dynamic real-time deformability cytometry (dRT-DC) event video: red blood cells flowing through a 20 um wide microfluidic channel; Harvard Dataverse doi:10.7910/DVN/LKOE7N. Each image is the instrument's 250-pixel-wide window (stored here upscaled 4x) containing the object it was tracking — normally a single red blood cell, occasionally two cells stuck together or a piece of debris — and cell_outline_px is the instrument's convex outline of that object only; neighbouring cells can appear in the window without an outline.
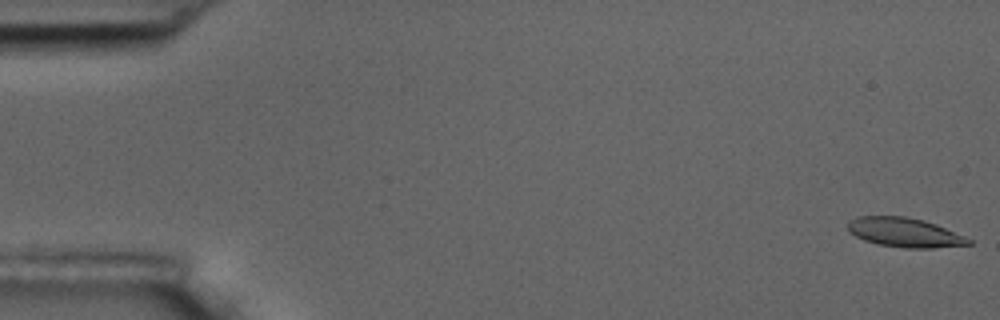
{"species": "common noctule bat (a hibernating species)", "species_latin": "Nyctalus noctula", "temperature_condition": "room temperature", "stored_images_in_passage": 56, "camera_frame_rate_fps": 3000, "um_per_image_px": 0.085, "animal": {"sex": "male", "body_mass_g": 17.5, "forearm_length_mm": 52.3}, "frame": {"image": 1, "passage_image": 1, "time_ms": 0.0, "image_size_px": [1000, 320], "cell_outline_px": [[972, 244], [932, 248], [904, 248], [876, 244], [864, 240], [848, 232], [848, 220], [856, 216], [904, 216], [924, 220], [936, 224], [964, 236], [972, 240]], "centroid_in_image_um": [76.86, 19.76], "position_along_channel_um": 8.1, "area_um2": 20.75}}
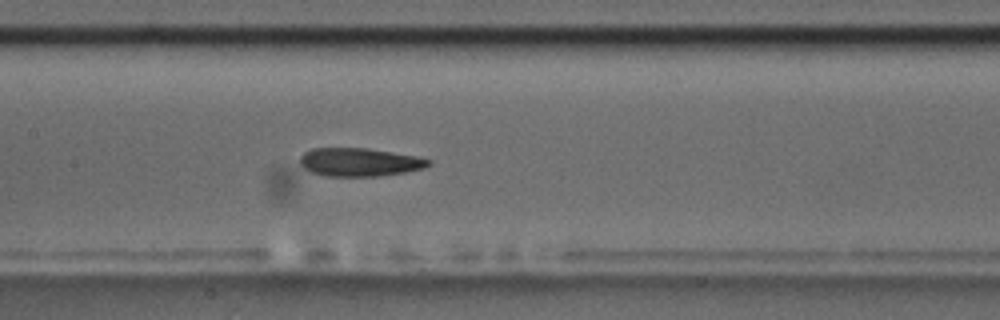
{"frame": {"image": 2, "passage_image": 27, "time_ms": 8.667, "image_size_px": [1000, 320], "cell_outline_px": [[432, 164], [424, 168], [404, 172], [376, 176], [324, 176], [312, 172], [304, 168], [300, 164], [300, 156], [304, 152], [312, 148], [368, 148], [416, 156], [432, 160]], "centroid_in_image_um": [30.55, 13.77], "position_along_channel_um": 176.8, "area_um2": 21.21}}
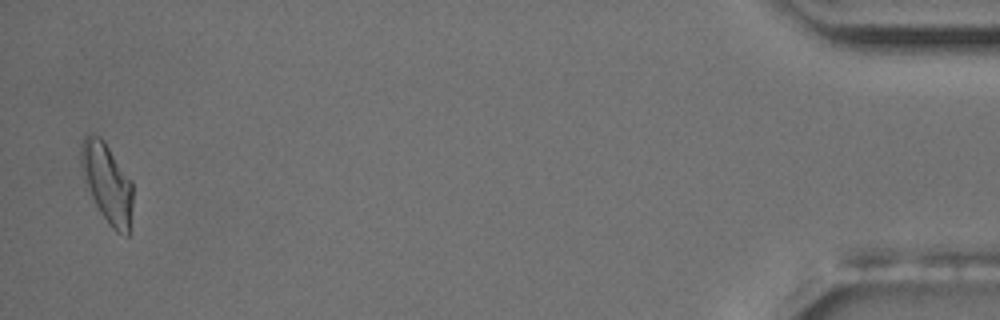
{"frame": {"image": 3, "passage_image": 55, "time_ms": 18.0, "image_size_px": [1000, 320], "cell_outline_px": [[132, 232], [128, 236], [124, 236], [116, 232], [108, 224], [100, 212], [84, 180], [80, 164], [80, 144], [84, 136], [88, 132], [92, 132], [100, 136], [104, 140], [132, 180]], "centroid_in_image_um": [9.12, 15.55], "position_along_channel_um": 426.1, "area_um2": 24.68}, "authors_computed_cell_mechanics": {"area_um2": 21.7328, "velocity_mm_per_s": 3.6064, "shape_relaxation_time_tau1_ms": null, "shape_relaxation_time_tau2_ms": 3.7631, "deformation_change_tau1": null, "deformation_change_tau2": 0.1187}}